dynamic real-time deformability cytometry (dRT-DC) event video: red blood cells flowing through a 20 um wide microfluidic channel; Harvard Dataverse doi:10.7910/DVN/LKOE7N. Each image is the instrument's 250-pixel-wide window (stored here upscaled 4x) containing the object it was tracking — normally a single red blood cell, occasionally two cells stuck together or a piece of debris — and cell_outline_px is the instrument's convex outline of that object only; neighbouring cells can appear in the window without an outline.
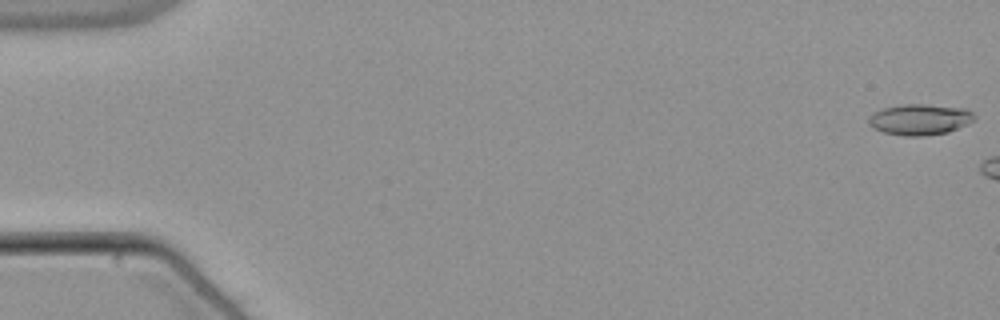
{"species": "common noctule bat (a hibernating species)", "species_latin": "Nyctalus noctula", "temperature_condition": "warm", "stored_images_in_passage": 46, "camera_frame_rate_fps": 3000, "um_per_image_px": 0.085, "animal": {"sex": "male", "body_mass_g": 21.5, "forearm_length_mm": 52.0}, "frame": {"image": 1, "passage_image": 1, "time_ms": 0.0, "image_size_px": [1000, 320], "cell_outline_px": [[976, 116], [972, 120], [948, 132], [920, 136], [904, 136], [884, 132], [872, 128], [868, 124], [868, 116], [884, 108], [904, 104], [924, 104], [968, 108]], "centroid_in_image_um": [78.16, 10.15], "position_along_channel_um": 6.8, "area_um2": 18.9}}
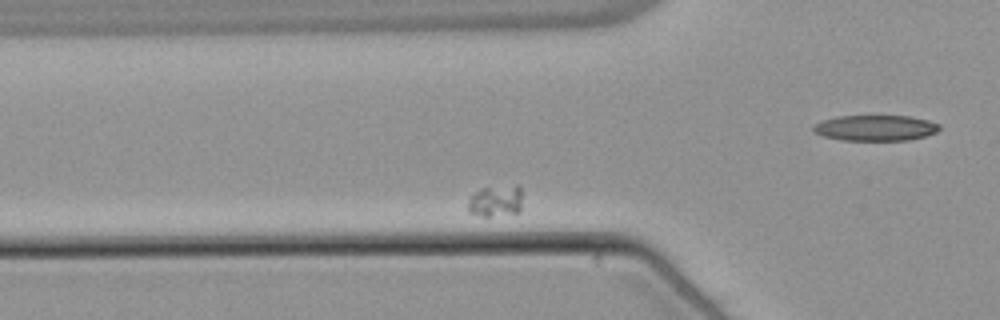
{"frame": {"image": 2, "passage_image": 16, "time_ms": 5.0, "image_size_px": [1000, 320], "cell_outline_px": [[520, 212], [488, 216], [480, 216], [468, 212], [468, 200], [480, 188], [516, 184], [520, 184]], "centroid_in_image_um": [42.13, 17.06], "position_along_channel_um": 83.7, "area_um2": 10.0}}
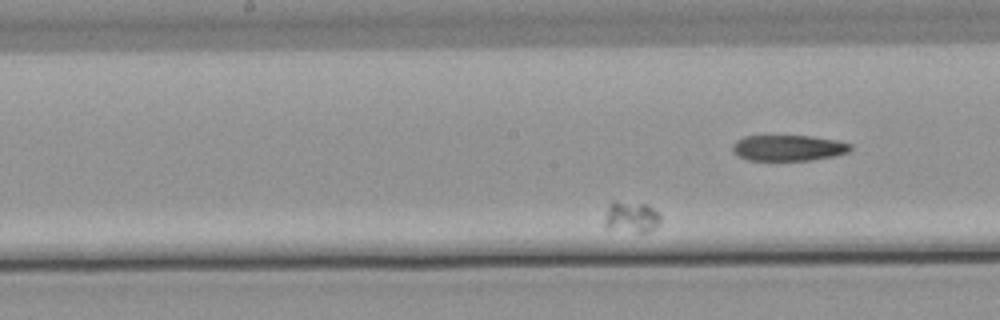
{"frame": {"image": 3, "passage_image": 27, "time_ms": 8.667, "image_size_px": [1000, 320], "cell_outline_px": [[660, 220], [656, 228], [644, 232], [636, 232], [608, 228], [604, 224], [604, 216], [608, 204], [612, 200], [616, 200], [648, 204], [660, 212]], "centroid_in_image_um": [53.65, 18.4], "position_along_channel_um": 194.5, "area_um2": 10.46}}